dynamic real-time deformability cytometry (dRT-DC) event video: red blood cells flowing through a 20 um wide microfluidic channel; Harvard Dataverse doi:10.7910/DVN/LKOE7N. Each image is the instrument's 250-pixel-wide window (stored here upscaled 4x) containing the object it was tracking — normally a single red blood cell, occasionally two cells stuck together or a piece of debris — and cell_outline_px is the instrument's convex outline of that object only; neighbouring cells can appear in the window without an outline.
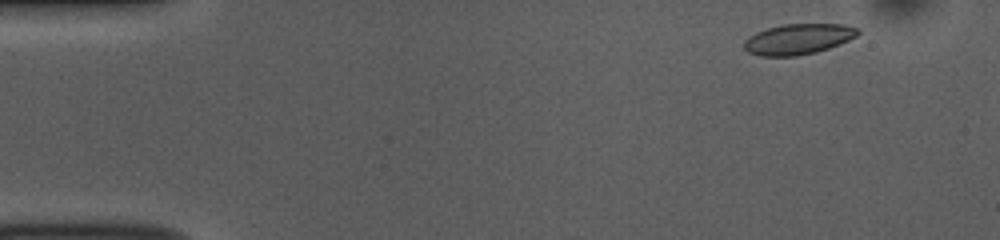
{"species": "common noctule bat (a hibernating species)", "species_latin": "Nyctalus noctula", "temperature_condition": "room temperature", "stored_images_in_passage": 50, "camera_frame_rate_fps": 3000, "um_per_image_px": 0.085, "animal": {"sex": "female", "body_mass_g": 10.0, "forearm_length_mm": 53.1}, "frame": {"image": 1, "passage_image": 3, "time_ms": 0.667, "image_size_px": [1000, 240], "cell_outline_px": [[860, 32], [856, 36], [848, 40], [828, 48], [816, 52], [796, 56], [760, 56], [748, 52], [744, 48], [744, 40], [756, 32], [768, 28], [784, 24], [844, 24], [860, 28]], "centroid_in_image_um": [67.85, 3.32], "position_along_channel_um": 17.2, "area_um2": 20.23}}
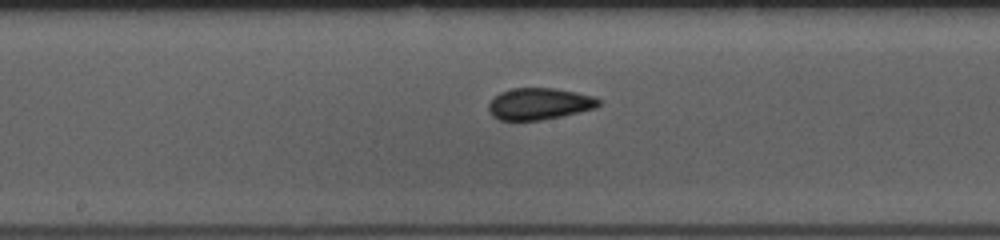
{"frame": {"image": 2, "passage_image": 25, "time_ms": 8.0, "image_size_px": [1000, 240], "cell_outline_px": [[600, 104], [596, 108], [560, 116], [540, 120], [500, 120], [492, 116], [488, 108], [488, 104], [500, 92], [512, 88], [556, 88], [596, 96], [600, 100]], "centroid_in_image_um": [45.85, 8.81], "position_along_channel_um": 202.3, "area_um2": 20.29}}
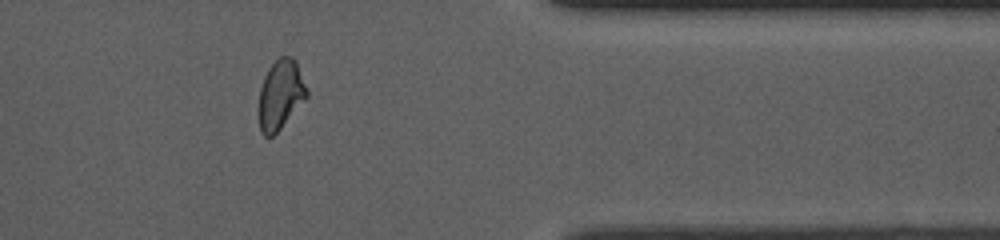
{"frame": {"image": 3, "passage_image": 41, "time_ms": 13.333, "image_size_px": [1000, 240], "cell_outline_px": [[308, 96], [280, 128], [272, 136], [264, 136], [260, 132], [256, 112], [260, 88], [264, 76], [268, 68], [280, 56], [292, 56], [296, 60], [308, 92]], "centroid_in_image_um": [23.79, 8.05], "position_along_channel_um": 387.6, "area_um2": 19.71}, "authors_computed_cell_mechanics": {"area_um2": 20.2878, "velocity_mm_per_s": 3.8014, "shape_relaxation_time_tau1_ms": 4.1823, "shape_relaxation_time_tau2_ms": 1.5535, "deformation_change_tau1": 0.1162, "deformation_change_tau2": 0.0405}}